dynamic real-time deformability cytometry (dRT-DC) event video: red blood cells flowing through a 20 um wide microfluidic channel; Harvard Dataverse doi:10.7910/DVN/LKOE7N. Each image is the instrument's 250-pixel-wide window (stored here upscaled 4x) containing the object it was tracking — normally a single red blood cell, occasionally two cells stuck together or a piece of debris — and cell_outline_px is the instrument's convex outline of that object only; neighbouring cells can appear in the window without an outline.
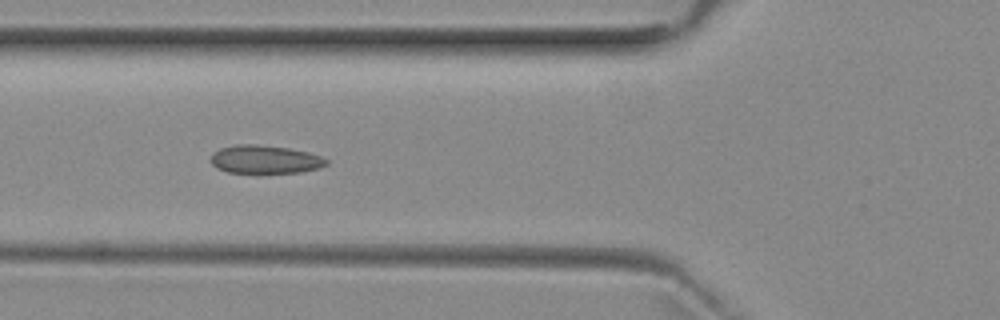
{"species": "common noctule bat (a hibernating species)", "species_latin": "Nyctalus noctula", "temperature_condition": "room temperature", "stored_images_in_passage": 5, "camera_frame_rate_fps": 3000, "um_per_image_px": 0.085, "animal": {"sex": "female", "body_mass_g": 29.2, "forearm_length_mm": 56.3}, "frame": {"image": 1, "passage_image": 5, "time_ms": 4.667, "image_size_px": [1000, 320], "cell_outline_px": [[328, 164], [320, 168], [300, 172], [260, 176], [256, 176], [228, 172], [216, 168], [208, 160], [212, 152], [220, 148], [236, 144], [256, 144], [288, 148], [308, 152], [320, 156], [328, 160]], "centroid_in_image_um": [22.47, 13.6], "position_along_channel_um": 103.3, "area_um2": 20.17}}